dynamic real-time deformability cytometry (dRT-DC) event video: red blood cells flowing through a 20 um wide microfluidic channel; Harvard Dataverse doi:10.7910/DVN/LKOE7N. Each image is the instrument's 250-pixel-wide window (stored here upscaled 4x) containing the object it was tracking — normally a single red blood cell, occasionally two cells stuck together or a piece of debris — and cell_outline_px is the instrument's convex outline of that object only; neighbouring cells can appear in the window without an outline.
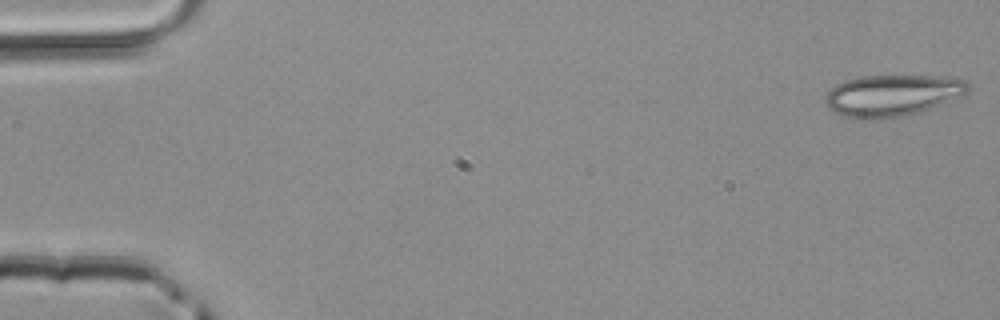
{"species": "common noctule bat (a hibernating species)", "species_latin": "Nyctalus noctula", "temperature_condition": "room temperature", "stored_images_in_passage": 18, "camera_frame_rate_fps": 3000, "um_per_image_px": 0.085, "animal": {"sex": "male", "body_mass_g": 20.4}, "frame": {"image": 1, "passage_image": 1, "time_ms": 0.0, "image_size_px": [1000, 320], "cell_outline_px": [[968, 92], [940, 104], [920, 112], [900, 116], [844, 116], [828, 108], [828, 92], [836, 84], [844, 80], [860, 76], [932, 76], [964, 80], [968, 84]], "centroid_in_image_um": [75.86, 8.06], "position_along_channel_um": 9.1, "area_um2": 33.0}}
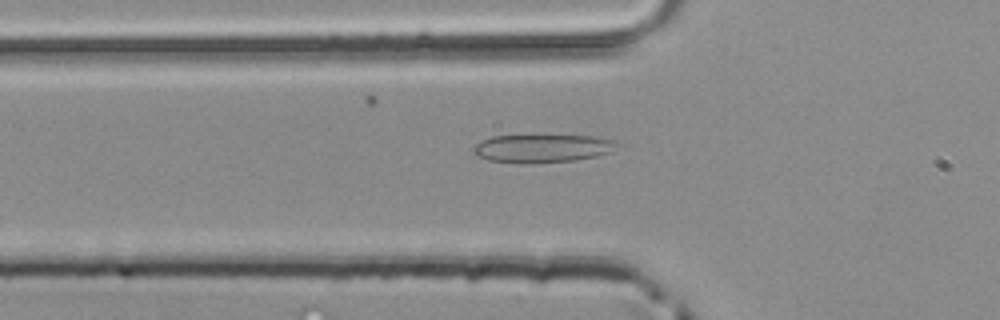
{"frame": {"image": 2, "passage_image": 17, "time_ms": 5.333, "image_size_px": [1000, 320], "cell_outline_px": [[620, 144], [608, 152], [596, 156], [576, 160], [528, 164], [524, 164], [488, 160], [476, 156], [472, 152], [472, 148], [480, 140], [492, 136], [596, 136], [612, 140]], "centroid_in_image_um": [46.03, 12.62], "position_along_channel_um": 79.8, "area_um2": 23.58}}